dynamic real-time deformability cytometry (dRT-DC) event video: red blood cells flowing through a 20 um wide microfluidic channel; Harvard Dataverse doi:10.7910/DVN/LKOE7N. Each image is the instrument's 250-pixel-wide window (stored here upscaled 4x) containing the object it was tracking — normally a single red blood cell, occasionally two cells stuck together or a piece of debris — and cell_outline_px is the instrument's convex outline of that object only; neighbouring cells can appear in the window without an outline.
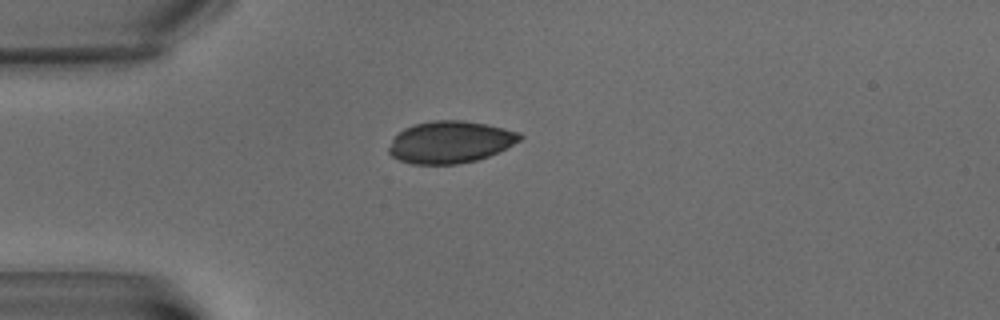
{"species": "common noctule bat (a hibernating species)", "species_latin": "Nyctalus noctula", "temperature_condition": "warm", "stored_images_in_passage": 5, "camera_frame_rate_fps": 3000, "um_per_image_px": 0.085, "animal": {"sex": "male", "body_mass_g": 15.6}, "frame": {"image": 1, "passage_image": 1, "time_ms": 0.0, "image_size_px": [1000, 320], "cell_outline_px": [[524, 136], [520, 140], [488, 156], [476, 160], [456, 164], [412, 164], [400, 160], [392, 156], [388, 152], [388, 148], [392, 140], [404, 128], [416, 124], [432, 120], [464, 120], [488, 124], [520, 132]], "centroid_in_image_um": [38.27, 12.07], "position_along_channel_um": 46.7, "area_um2": 31.91}}
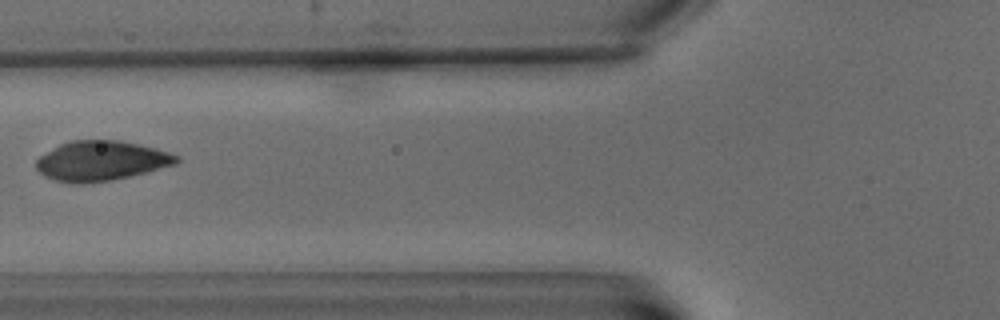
{"frame": {"image": 2, "passage_image": 3, "time_ms": 3.0, "image_size_px": [1000, 320], "cell_outline_px": [[180, 160], [176, 164], [148, 172], [112, 180], [80, 184], [76, 184], [56, 180], [44, 176], [36, 168], [36, 160], [40, 156], [60, 144], [72, 140], [120, 140], [168, 152], [180, 156]], "centroid_in_image_um": [8.6, 13.68], "position_along_channel_um": 117.2, "area_um2": 32.43}}